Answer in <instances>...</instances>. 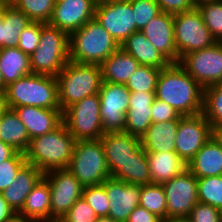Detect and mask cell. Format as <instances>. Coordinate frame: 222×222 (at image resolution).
<instances>
[{"label":"cell","instance_id":"cell-1","mask_svg":"<svg viewBox=\"0 0 222 222\" xmlns=\"http://www.w3.org/2000/svg\"><path fill=\"white\" fill-rule=\"evenodd\" d=\"M203 91L179 63H171L159 73L155 97L172 106L181 116H193L202 113Z\"/></svg>","mask_w":222,"mask_h":222},{"label":"cell","instance_id":"cell-2","mask_svg":"<svg viewBox=\"0 0 222 222\" xmlns=\"http://www.w3.org/2000/svg\"><path fill=\"white\" fill-rule=\"evenodd\" d=\"M76 140L62 122L53 131L30 140L25 152L27 163L33 164L43 174L69 167Z\"/></svg>","mask_w":222,"mask_h":222},{"label":"cell","instance_id":"cell-3","mask_svg":"<svg viewBox=\"0 0 222 222\" xmlns=\"http://www.w3.org/2000/svg\"><path fill=\"white\" fill-rule=\"evenodd\" d=\"M4 92L9 109L36 106L61 110L55 76L31 73L7 85Z\"/></svg>","mask_w":222,"mask_h":222},{"label":"cell","instance_id":"cell-4","mask_svg":"<svg viewBox=\"0 0 222 222\" xmlns=\"http://www.w3.org/2000/svg\"><path fill=\"white\" fill-rule=\"evenodd\" d=\"M120 46L95 18L69 35V60L100 65Z\"/></svg>","mask_w":222,"mask_h":222},{"label":"cell","instance_id":"cell-5","mask_svg":"<svg viewBox=\"0 0 222 222\" xmlns=\"http://www.w3.org/2000/svg\"><path fill=\"white\" fill-rule=\"evenodd\" d=\"M58 85V102L61 111L81 101L83 98L95 95L102 84L100 65L83 64L69 60L56 76Z\"/></svg>","mask_w":222,"mask_h":222},{"label":"cell","instance_id":"cell-6","mask_svg":"<svg viewBox=\"0 0 222 222\" xmlns=\"http://www.w3.org/2000/svg\"><path fill=\"white\" fill-rule=\"evenodd\" d=\"M29 59L32 73L56 77L69 62V35L46 23L38 47Z\"/></svg>","mask_w":222,"mask_h":222},{"label":"cell","instance_id":"cell-7","mask_svg":"<svg viewBox=\"0 0 222 222\" xmlns=\"http://www.w3.org/2000/svg\"><path fill=\"white\" fill-rule=\"evenodd\" d=\"M67 169L83 186L100 185L111 177L100 139L76 141Z\"/></svg>","mask_w":222,"mask_h":222},{"label":"cell","instance_id":"cell-8","mask_svg":"<svg viewBox=\"0 0 222 222\" xmlns=\"http://www.w3.org/2000/svg\"><path fill=\"white\" fill-rule=\"evenodd\" d=\"M173 27L178 63L184 55L205 49L217 42L205 25L198 8L174 14Z\"/></svg>","mask_w":222,"mask_h":222},{"label":"cell","instance_id":"cell-9","mask_svg":"<svg viewBox=\"0 0 222 222\" xmlns=\"http://www.w3.org/2000/svg\"><path fill=\"white\" fill-rule=\"evenodd\" d=\"M62 122L76 141L99 139L105 133L100 118L99 94L67 107L62 112Z\"/></svg>","mask_w":222,"mask_h":222},{"label":"cell","instance_id":"cell-10","mask_svg":"<svg viewBox=\"0 0 222 222\" xmlns=\"http://www.w3.org/2000/svg\"><path fill=\"white\" fill-rule=\"evenodd\" d=\"M179 64L203 89L222 83V42L184 55Z\"/></svg>","mask_w":222,"mask_h":222},{"label":"cell","instance_id":"cell-11","mask_svg":"<svg viewBox=\"0 0 222 222\" xmlns=\"http://www.w3.org/2000/svg\"><path fill=\"white\" fill-rule=\"evenodd\" d=\"M94 18L119 46L134 32L139 31L130 1H99Z\"/></svg>","mask_w":222,"mask_h":222},{"label":"cell","instance_id":"cell-12","mask_svg":"<svg viewBox=\"0 0 222 222\" xmlns=\"http://www.w3.org/2000/svg\"><path fill=\"white\" fill-rule=\"evenodd\" d=\"M98 94L103 131L105 133L124 132L125 115L130 101V91L126 85L102 81Z\"/></svg>","mask_w":222,"mask_h":222},{"label":"cell","instance_id":"cell-13","mask_svg":"<svg viewBox=\"0 0 222 222\" xmlns=\"http://www.w3.org/2000/svg\"><path fill=\"white\" fill-rule=\"evenodd\" d=\"M51 195V222H58L82 197L84 186L68 170H52L44 174Z\"/></svg>","mask_w":222,"mask_h":222},{"label":"cell","instance_id":"cell-14","mask_svg":"<svg viewBox=\"0 0 222 222\" xmlns=\"http://www.w3.org/2000/svg\"><path fill=\"white\" fill-rule=\"evenodd\" d=\"M212 137V127L204 115L182 116L175 138V152L188 164Z\"/></svg>","mask_w":222,"mask_h":222},{"label":"cell","instance_id":"cell-15","mask_svg":"<svg viewBox=\"0 0 222 222\" xmlns=\"http://www.w3.org/2000/svg\"><path fill=\"white\" fill-rule=\"evenodd\" d=\"M162 186L166 195L167 217H188L199 202L197 177L186 168Z\"/></svg>","mask_w":222,"mask_h":222},{"label":"cell","instance_id":"cell-16","mask_svg":"<svg viewBox=\"0 0 222 222\" xmlns=\"http://www.w3.org/2000/svg\"><path fill=\"white\" fill-rule=\"evenodd\" d=\"M96 4L95 0H56L48 24L70 35L94 18Z\"/></svg>","mask_w":222,"mask_h":222},{"label":"cell","instance_id":"cell-17","mask_svg":"<svg viewBox=\"0 0 222 222\" xmlns=\"http://www.w3.org/2000/svg\"><path fill=\"white\" fill-rule=\"evenodd\" d=\"M102 185L110 200L108 217L117 222H127L130 213L139 206L141 185L128 184L112 177Z\"/></svg>","mask_w":222,"mask_h":222},{"label":"cell","instance_id":"cell-18","mask_svg":"<svg viewBox=\"0 0 222 222\" xmlns=\"http://www.w3.org/2000/svg\"><path fill=\"white\" fill-rule=\"evenodd\" d=\"M141 32L170 63H178L174 42L173 14L161 12Z\"/></svg>","mask_w":222,"mask_h":222},{"label":"cell","instance_id":"cell-19","mask_svg":"<svg viewBox=\"0 0 222 222\" xmlns=\"http://www.w3.org/2000/svg\"><path fill=\"white\" fill-rule=\"evenodd\" d=\"M99 139L111 174L141 148L140 138L126 132H107Z\"/></svg>","mask_w":222,"mask_h":222},{"label":"cell","instance_id":"cell-20","mask_svg":"<svg viewBox=\"0 0 222 222\" xmlns=\"http://www.w3.org/2000/svg\"><path fill=\"white\" fill-rule=\"evenodd\" d=\"M155 99V92H130L124 132L139 138L147 132L152 124L151 107Z\"/></svg>","mask_w":222,"mask_h":222},{"label":"cell","instance_id":"cell-21","mask_svg":"<svg viewBox=\"0 0 222 222\" xmlns=\"http://www.w3.org/2000/svg\"><path fill=\"white\" fill-rule=\"evenodd\" d=\"M28 131L31 139L53 131L62 123V111L36 106L13 108Z\"/></svg>","mask_w":222,"mask_h":222},{"label":"cell","instance_id":"cell-22","mask_svg":"<svg viewBox=\"0 0 222 222\" xmlns=\"http://www.w3.org/2000/svg\"><path fill=\"white\" fill-rule=\"evenodd\" d=\"M44 174L33 164L25 163L12 183L2 191V195L15 213L24 206L27 195Z\"/></svg>","mask_w":222,"mask_h":222},{"label":"cell","instance_id":"cell-23","mask_svg":"<svg viewBox=\"0 0 222 222\" xmlns=\"http://www.w3.org/2000/svg\"><path fill=\"white\" fill-rule=\"evenodd\" d=\"M197 178L222 175V148L212 136L187 164Z\"/></svg>","mask_w":222,"mask_h":222},{"label":"cell","instance_id":"cell-24","mask_svg":"<svg viewBox=\"0 0 222 222\" xmlns=\"http://www.w3.org/2000/svg\"><path fill=\"white\" fill-rule=\"evenodd\" d=\"M180 119L152 123L147 132L140 137L145 152L175 151V138Z\"/></svg>","mask_w":222,"mask_h":222},{"label":"cell","instance_id":"cell-25","mask_svg":"<svg viewBox=\"0 0 222 222\" xmlns=\"http://www.w3.org/2000/svg\"><path fill=\"white\" fill-rule=\"evenodd\" d=\"M140 63L122 48H118L100 64L103 82L125 84Z\"/></svg>","mask_w":222,"mask_h":222},{"label":"cell","instance_id":"cell-26","mask_svg":"<svg viewBox=\"0 0 222 222\" xmlns=\"http://www.w3.org/2000/svg\"><path fill=\"white\" fill-rule=\"evenodd\" d=\"M146 154L151 180L154 184H164L187 168V164L175 151L146 152Z\"/></svg>","mask_w":222,"mask_h":222},{"label":"cell","instance_id":"cell-27","mask_svg":"<svg viewBox=\"0 0 222 222\" xmlns=\"http://www.w3.org/2000/svg\"><path fill=\"white\" fill-rule=\"evenodd\" d=\"M120 48L133 56L140 65L162 69L171 64L141 31H136L130 35Z\"/></svg>","mask_w":222,"mask_h":222},{"label":"cell","instance_id":"cell-28","mask_svg":"<svg viewBox=\"0 0 222 222\" xmlns=\"http://www.w3.org/2000/svg\"><path fill=\"white\" fill-rule=\"evenodd\" d=\"M19 214L38 222H51V195L48 180L43 176L27 195Z\"/></svg>","mask_w":222,"mask_h":222},{"label":"cell","instance_id":"cell-29","mask_svg":"<svg viewBox=\"0 0 222 222\" xmlns=\"http://www.w3.org/2000/svg\"><path fill=\"white\" fill-rule=\"evenodd\" d=\"M0 69L3 75V90L10 83L32 73L29 55L18 47L0 48Z\"/></svg>","mask_w":222,"mask_h":222},{"label":"cell","instance_id":"cell-30","mask_svg":"<svg viewBox=\"0 0 222 222\" xmlns=\"http://www.w3.org/2000/svg\"><path fill=\"white\" fill-rule=\"evenodd\" d=\"M0 140L22 153L29 147L28 131L13 109L7 108L0 115Z\"/></svg>","mask_w":222,"mask_h":222},{"label":"cell","instance_id":"cell-31","mask_svg":"<svg viewBox=\"0 0 222 222\" xmlns=\"http://www.w3.org/2000/svg\"><path fill=\"white\" fill-rule=\"evenodd\" d=\"M111 177L128 184L146 185L152 183L147 154L143 148L141 147L132 154V158L126 163L119 165Z\"/></svg>","mask_w":222,"mask_h":222},{"label":"cell","instance_id":"cell-32","mask_svg":"<svg viewBox=\"0 0 222 222\" xmlns=\"http://www.w3.org/2000/svg\"><path fill=\"white\" fill-rule=\"evenodd\" d=\"M32 21L9 3L2 12L1 48L17 47L19 35Z\"/></svg>","mask_w":222,"mask_h":222},{"label":"cell","instance_id":"cell-33","mask_svg":"<svg viewBox=\"0 0 222 222\" xmlns=\"http://www.w3.org/2000/svg\"><path fill=\"white\" fill-rule=\"evenodd\" d=\"M139 205L162 220L167 218L166 195L162 184L141 185Z\"/></svg>","mask_w":222,"mask_h":222},{"label":"cell","instance_id":"cell-34","mask_svg":"<svg viewBox=\"0 0 222 222\" xmlns=\"http://www.w3.org/2000/svg\"><path fill=\"white\" fill-rule=\"evenodd\" d=\"M202 114L212 128L222 126V83L204 88Z\"/></svg>","mask_w":222,"mask_h":222},{"label":"cell","instance_id":"cell-35","mask_svg":"<svg viewBox=\"0 0 222 222\" xmlns=\"http://www.w3.org/2000/svg\"><path fill=\"white\" fill-rule=\"evenodd\" d=\"M56 0H9L32 22L48 23L52 17Z\"/></svg>","mask_w":222,"mask_h":222},{"label":"cell","instance_id":"cell-36","mask_svg":"<svg viewBox=\"0 0 222 222\" xmlns=\"http://www.w3.org/2000/svg\"><path fill=\"white\" fill-rule=\"evenodd\" d=\"M198 201L222 211V175L197 178Z\"/></svg>","mask_w":222,"mask_h":222},{"label":"cell","instance_id":"cell-37","mask_svg":"<svg viewBox=\"0 0 222 222\" xmlns=\"http://www.w3.org/2000/svg\"><path fill=\"white\" fill-rule=\"evenodd\" d=\"M160 71L159 68L141 65L130 76L126 87L130 92H155Z\"/></svg>","mask_w":222,"mask_h":222},{"label":"cell","instance_id":"cell-38","mask_svg":"<svg viewBox=\"0 0 222 222\" xmlns=\"http://www.w3.org/2000/svg\"><path fill=\"white\" fill-rule=\"evenodd\" d=\"M203 21L217 42H222V0L198 7Z\"/></svg>","mask_w":222,"mask_h":222},{"label":"cell","instance_id":"cell-39","mask_svg":"<svg viewBox=\"0 0 222 222\" xmlns=\"http://www.w3.org/2000/svg\"><path fill=\"white\" fill-rule=\"evenodd\" d=\"M82 197L93 208L98 217H108L110 200L102 184L84 186Z\"/></svg>","mask_w":222,"mask_h":222},{"label":"cell","instance_id":"cell-40","mask_svg":"<svg viewBox=\"0 0 222 222\" xmlns=\"http://www.w3.org/2000/svg\"><path fill=\"white\" fill-rule=\"evenodd\" d=\"M136 28L141 31L153 18L161 13L155 0H130Z\"/></svg>","mask_w":222,"mask_h":222},{"label":"cell","instance_id":"cell-41","mask_svg":"<svg viewBox=\"0 0 222 222\" xmlns=\"http://www.w3.org/2000/svg\"><path fill=\"white\" fill-rule=\"evenodd\" d=\"M26 162L25 153L17 151L10 159L0 163V193L12 183Z\"/></svg>","mask_w":222,"mask_h":222},{"label":"cell","instance_id":"cell-42","mask_svg":"<svg viewBox=\"0 0 222 222\" xmlns=\"http://www.w3.org/2000/svg\"><path fill=\"white\" fill-rule=\"evenodd\" d=\"M46 23L31 22L19 35L17 47L29 56L34 53L40 42L41 29Z\"/></svg>","mask_w":222,"mask_h":222},{"label":"cell","instance_id":"cell-43","mask_svg":"<svg viewBox=\"0 0 222 222\" xmlns=\"http://www.w3.org/2000/svg\"><path fill=\"white\" fill-rule=\"evenodd\" d=\"M93 208L81 197L58 222H97Z\"/></svg>","mask_w":222,"mask_h":222},{"label":"cell","instance_id":"cell-44","mask_svg":"<svg viewBox=\"0 0 222 222\" xmlns=\"http://www.w3.org/2000/svg\"><path fill=\"white\" fill-rule=\"evenodd\" d=\"M188 218L191 222H222V212L211 205L198 202Z\"/></svg>","mask_w":222,"mask_h":222},{"label":"cell","instance_id":"cell-45","mask_svg":"<svg viewBox=\"0 0 222 222\" xmlns=\"http://www.w3.org/2000/svg\"><path fill=\"white\" fill-rule=\"evenodd\" d=\"M151 109L152 123L171 121L182 117L172 106L159 99L154 100Z\"/></svg>","mask_w":222,"mask_h":222},{"label":"cell","instance_id":"cell-46","mask_svg":"<svg viewBox=\"0 0 222 222\" xmlns=\"http://www.w3.org/2000/svg\"><path fill=\"white\" fill-rule=\"evenodd\" d=\"M160 7L161 12L177 14L193 9L191 0H155Z\"/></svg>","mask_w":222,"mask_h":222},{"label":"cell","instance_id":"cell-47","mask_svg":"<svg viewBox=\"0 0 222 222\" xmlns=\"http://www.w3.org/2000/svg\"><path fill=\"white\" fill-rule=\"evenodd\" d=\"M161 220V218L139 205L130 213L127 222H161Z\"/></svg>","mask_w":222,"mask_h":222},{"label":"cell","instance_id":"cell-48","mask_svg":"<svg viewBox=\"0 0 222 222\" xmlns=\"http://www.w3.org/2000/svg\"><path fill=\"white\" fill-rule=\"evenodd\" d=\"M14 214H15L14 210L10 207V205L4 199L2 193H0V222H5Z\"/></svg>","mask_w":222,"mask_h":222},{"label":"cell","instance_id":"cell-49","mask_svg":"<svg viewBox=\"0 0 222 222\" xmlns=\"http://www.w3.org/2000/svg\"><path fill=\"white\" fill-rule=\"evenodd\" d=\"M17 151L10 145L0 140V163L10 159Z\"/></svg>","mask_w":222,"mask_h":222},{"label":"cell","instance_id":"cell-50","mask_svg":"<svg viewBox=\"0 0 222 222\" xmlns=\"http://www.w3.org/2000/svg\"><path fill=\"white\" fill-rule=\"evenodd\" d=\"M5 222H38L35 219L29 218L27 216L15 213L12 217L7 219Z\"/></svg>","mask_w":222,"mask_h":222},{"label":"cell","instance_id":"cell-51","mask_svg":"<svg viewBox=\"0 0 222 222\" xmlns=\"http://www.w3.org/2000/svg\"><path fill=\"white\" fill-rule=\"evenodd\" d=\"M212 136L215 138V140L219 143V145L222 148V126L212 128Z\"/></svg>","mask_w":222,"mask_h":222},{"label":"cell","instance_id":"cell-52","mask_svg":"<svg viewBox=\"0 0 222 222\" xmlns=\"http://www.w3.org/2000/svg\"><path fill=\"white\" fill-rule=\"evenodd\" d=\"M6 98L4 90L0 89V115L7 109Z\"/></svg>","mask_w":222,"mask_h":222},{"label":"cell","instance_id":"cell-53","mask_svg":"<svg viewBox=\"0 0 222 222\" xmlns=\"http://www.w3.org/2000/svg\"><path fill=\"white\" fill-rule=\"evenodd\" d=\"M161 222H191L188 217H167Z\"/></svg>","mask_w":222,"mask_h":222},{"label":"cell","instance_id":"cell-54","mask_svg":"<svg viewBox=\"0 0 222 222\" xmlns=\"http://www.w3.org/2000/svg\"><path fill=\"white\" fill-rule=\"evenodd\" d=\"M215 1H218V0H191V3L194 8H198L200 5H203L209 2H215Z\"/></svg>","mask_w":222,"mask_h":222},{"label":"cell","instance_id":"cell-55","mask_svg":"<svg viewBox=\"0 0 222 222\" xmlns=\"http://www.w3.org/2000/svg\"><path fill=\"white\" fill-rule=\"evenodd\" d=\"M97 222H117L111 217H98Z\"/></svg>","mask_w":222,"mask_h":222},{"label":"cell","instance_id":"cell-56","mask_svg":"<svg viewBox=\"0 0 222 222\" xmlns=\"http://www.w3.org/2000/svg\"><path fill=\"white\" fill-rule=\"evenodd\" d=\"M9 4V0H0V14H2L4 8Z\"/></svg>","mask_w":222,"mask_h":222},{"label":"cell","instance_id":"cell-57","mask_svg":"<svg viewBox=\"0 0 222 222\" xmlns=\"http://www.w3.org/2000/svg\"><path fill=\"white\" fill-rule=\"evenodd\" d=\"M0 89L3 90V75L0 69Z\"/></svg>","mask_w":222,"mask_h":222},{"label":"cell","instance_id":"cell-58","mask_svg":"<svg viewBox=\"0 0 222 222\" xmlns=\"http://www.w3.org/2000/svg\"><path fill=\"white\" fill-rule=\"evenodd\" d=\"M1 28H2V14H0V48H1Z\"/></svg>","mask_w":222,"mask_h":222},{"label":"cell","instance_id":"cell-59","mask_svg":"<svg viewBox=\"0 0 222 222\" xmlns=\"http://www.w3.org/2000/svg\"><path fill=\"white\" fill-rule=\"evenodd\" d=\"M106 1H130V0H106Z\"/></svg>","mask_w":222,"mask_h":222}]
</instances>
